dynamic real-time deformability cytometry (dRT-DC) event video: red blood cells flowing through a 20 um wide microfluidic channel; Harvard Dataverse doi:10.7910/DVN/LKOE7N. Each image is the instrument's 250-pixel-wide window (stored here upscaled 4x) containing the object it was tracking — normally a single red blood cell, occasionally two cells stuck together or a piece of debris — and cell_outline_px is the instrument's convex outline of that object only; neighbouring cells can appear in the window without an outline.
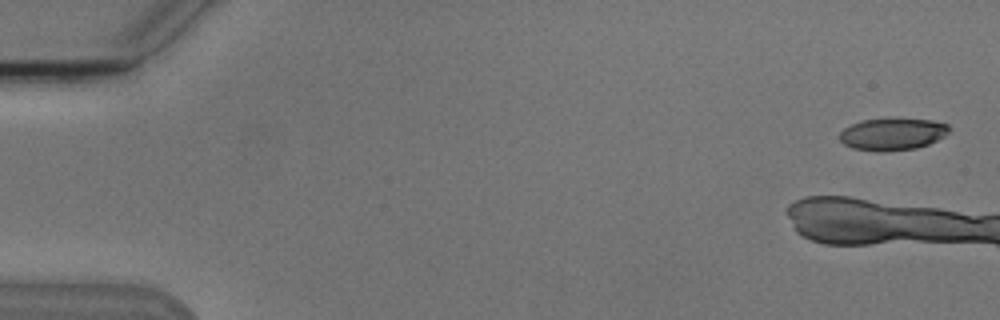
{"species": "Egyptian fruit bat (a non-hibernating species)", "species_latin": "Rousettus aegyptiacus", "temperature_condition": "cold", "stored_images_in_passage": 5, "camera_frame_rate_fps": 3000, "um_per_image_px": 0.085, "animal": {"sex": "male"}, "frame": {"image": 1, "passage_image": 1, "time_ms": 0.0, "image_size_px": [1000, 320], "cell_outline_px": [[948, 132], [944, 136], [928, 144], [916, 148], [884, 152], [876, 152], [852, 148], [844, 144], [840, 140], [840, 132], [844, 128], [852, 124], [864, 120], [892, 116], [900, 116], [932, 120], [948, 124]], "centroid_in_image_um": [75.85, 11.36], "position_along_channel_um": 9.1, "area_um2": 21.15}}